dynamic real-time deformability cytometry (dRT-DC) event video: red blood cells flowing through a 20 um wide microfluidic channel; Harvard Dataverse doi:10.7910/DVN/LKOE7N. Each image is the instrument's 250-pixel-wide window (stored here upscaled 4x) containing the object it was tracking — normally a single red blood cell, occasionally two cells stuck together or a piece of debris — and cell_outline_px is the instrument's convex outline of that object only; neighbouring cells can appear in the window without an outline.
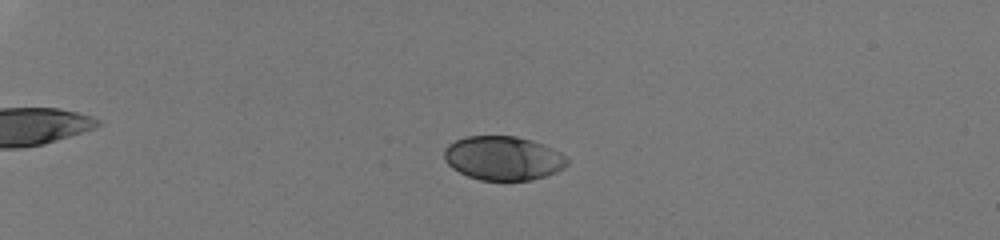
{"species": "human", "species_latin": "Homo sapiens", "temperature_condition": "room temperature", "stored_images_in_passage": 55, "camera_frame_rate_fps": 3000, "um_per_image_px": 0.085, "donor": {"sex": "male"}, "frame": {"image": 1, "passage_image": 17, "time_ms": 5.333, "image_size_px": [1000, 240], "cell_outline_px": [[568, 164], [564, 168], [556, 172], [532, 180], [480, 180], [468, 176], [452, 168], [444, 160], [444, 148], [448, 144], [464, 136], [516, 136], [532, 140], [552, 148], [560, 152], [568, 160]], "centroid_in_image_um": [42.75, 13.44], "position_along_channel_um": 42.2, "area_um2": 31.62}}
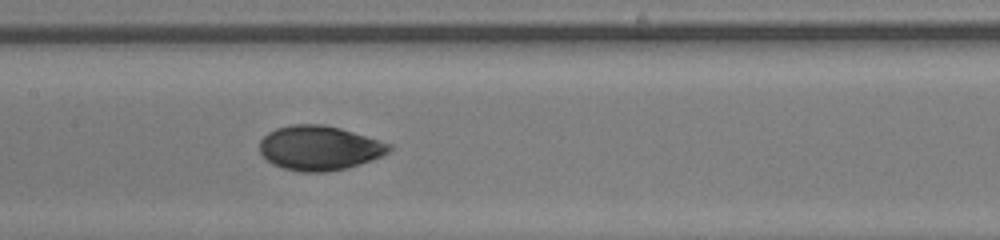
{"frame": {"image": 2, "passage_image": 33, "time_ms": 10.667, "image_size_px": [1000, 240], "cell_outline_px": [[392, 148], [388, 152], [380, 156], [344, 168], [328, 172], [300, 172], [284, 168], [272, 164], [260, 152], [260, 140], [268, 132], [276, 128], [292, 124], [324, 124], [340, 128], [380, 140], [392, 144]], "centroid_in_image_um": [27.12, 12.56], "position_along_channel_um": 180.3, "area_um2": 33.35}}
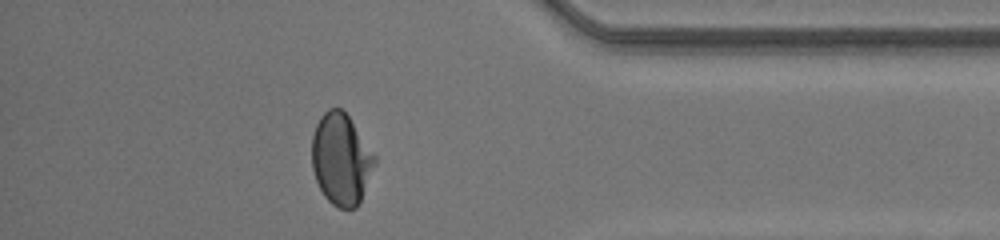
{"frame": {"image": 3, "passage_image": 50, "time_ms": 16.333, "image_size_px": [1000, 240], "cell_outline_px": [[376, 160], [360, 204], [356, 208], [340, 208], [332, 204], [324, 196], [316, 180], [312, 168], [312, 136], [316, 124], [320, 116], [328, 108], [340, 108], [348, 116], [376, 156]], "centroid_in_image_um": [28.98, 13.54], "position_along_channel_um": 406.2, "area_um2": 33.35}, "authors_computed_cell_mechanics": {"area_um2": 33.235, "velocity_mm_per_s": 4.2328, "shape_relaxation_time_tau1_ms": 4.0581, "shape_relaxation_time_tau2_ms": null, "deformation_change_tau1": 0.1648, "deformation_change_tau2": null}}